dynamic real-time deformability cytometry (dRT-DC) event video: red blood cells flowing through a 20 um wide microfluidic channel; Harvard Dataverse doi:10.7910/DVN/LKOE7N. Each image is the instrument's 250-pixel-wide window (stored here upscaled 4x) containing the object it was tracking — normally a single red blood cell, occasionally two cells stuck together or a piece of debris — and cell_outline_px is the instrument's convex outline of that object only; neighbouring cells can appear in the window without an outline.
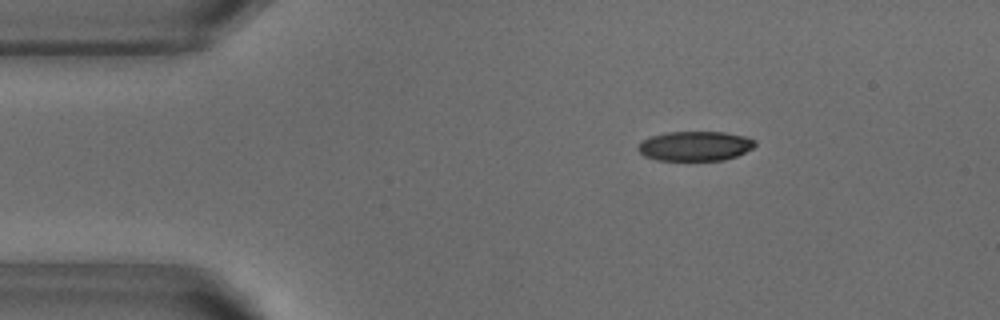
{"species": "common noctule bat (a hibernating species)", "species_latin": "Nyctalus noctula", "temperature_condition": "warm", "stored_images_in_passage": 52, "camera_frame_rate_fps": 3000, "um_per_image_px": 0.085, "animal": {"sex": "male", "body_mass_g": 18.8}, "frame": {"image": 1, "passage_image": 8, "time_ms": 2.333, "image_size_px": [1000, 320], "cell_outline_px": [[756, 144], [752, 148], [736, 156], [724, 160], [656, 160], [644, 156], [636, 148], [640, 140], [652, 136], [668, 132], [724, 132], [744, 136], [756, 140]], "centroid_in_image_um": [59.05, 12.41], "position_along_channel_um": 25.9, "area_um2": 20.23}}
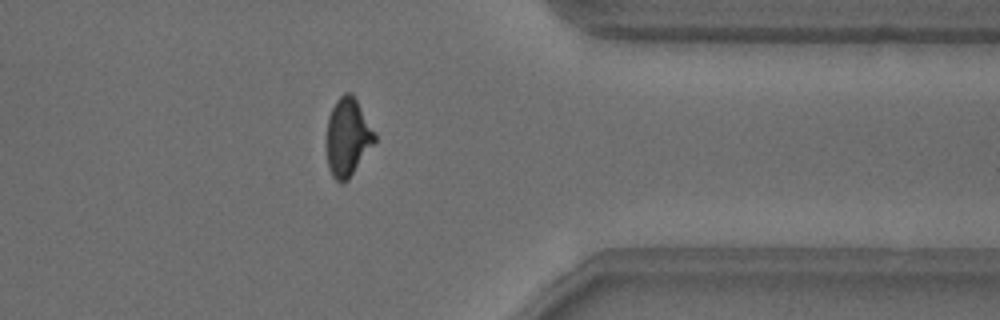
{"frame": {"image": 2, "passage_image": 41, "time_ms": 13.333, "image_size_px": [1000, 320], "cell_outline_px": [[376, 140], [348, 180], [344, 184], [340, 184], [332, 176], [328, 168], [328, 116], [336, 100], [344, 92], [352, 92], [376, 132]], "centroid_in_image_um": [29.57, 11.65], "position_along_channel_um": 381.8, "area_um2": 21.79}}
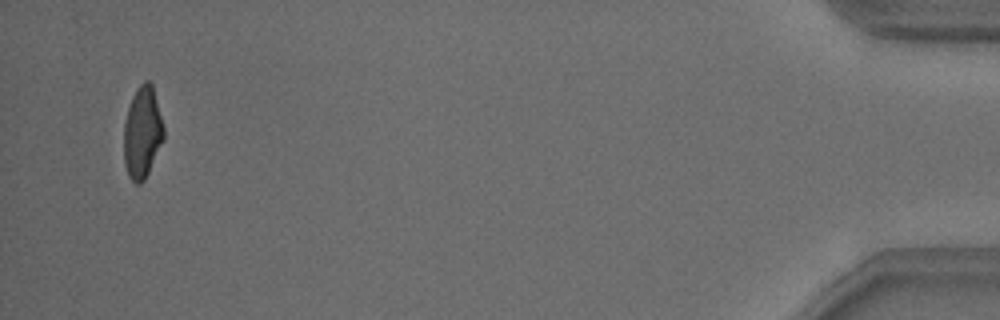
{"frame": {"image": 3, "passage_image": 50, "time_ms": 16.333, "image_size_px": [1000, 320], "cell_outline_px": [[164, 140], [144, 180], [140, 184], [136, 184], [128, 176], [124, 164], [124, 124], [128, 108], [132, 96], [136, 88], [144, 80], [148, 80], [152, 84], [164, 128]], "centroid_in_image_um": [12.09, 11.26], "position_along_channel_um": 423.1, "area_um2": 21.33}, "authors_computed_cell_mechanics": {"area_um2": 21.8484, "velocity_mm_per_s": 3.8515, "shape_relaxation_time_tau1_ms": 4.1986, "shape_relaxation_time_tau2_ms": 1.5101, "deformation_change_tau1": 0.1631, "deformation_change_tau2": 0.0871}}